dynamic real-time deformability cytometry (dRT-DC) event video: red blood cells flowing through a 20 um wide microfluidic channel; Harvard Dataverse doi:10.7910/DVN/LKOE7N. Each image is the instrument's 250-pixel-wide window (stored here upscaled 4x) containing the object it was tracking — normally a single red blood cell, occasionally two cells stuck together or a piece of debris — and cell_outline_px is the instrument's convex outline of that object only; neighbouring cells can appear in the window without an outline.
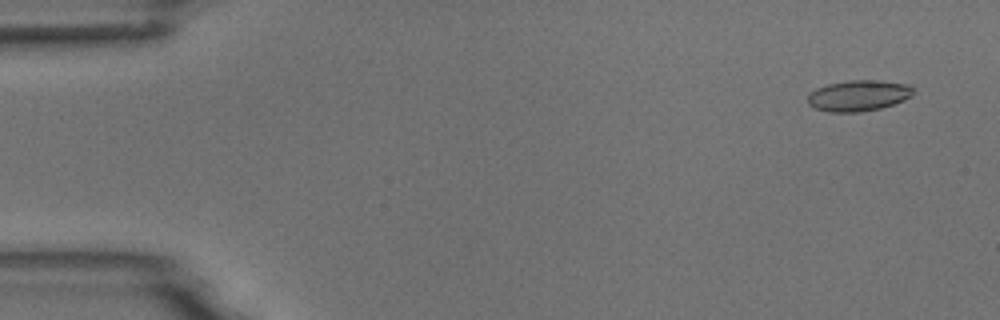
{"species": "common noctule bat (a hibernating species)", "species_latin": "Nyctalus noctula", "temperature_condition": "room temperature", "stored_images_in_passage": 9, "camera_frame_rate_fps": 3000, "um_per_image_px": 0.085, "animal": {"sex": "male", "body_mass_g": 18.8}, "frame": {"image": 1, "passage_image": 1, "time_ms": 0.0, "image_size_px": [1000, 320], "cell_outline_px": [[912, 96], [904, 100], [880, 108], [860, 112], [828, 112], [816, 108], [808, 104], [808, 96], [816, 88], [828, 84], [848, 80], [880, 80], [908, 84], [912, 88]], "centroid_in_image_um": [72.97, 8.12], "position_along_channel_um": 12.0, "area_um2": 18.96}}
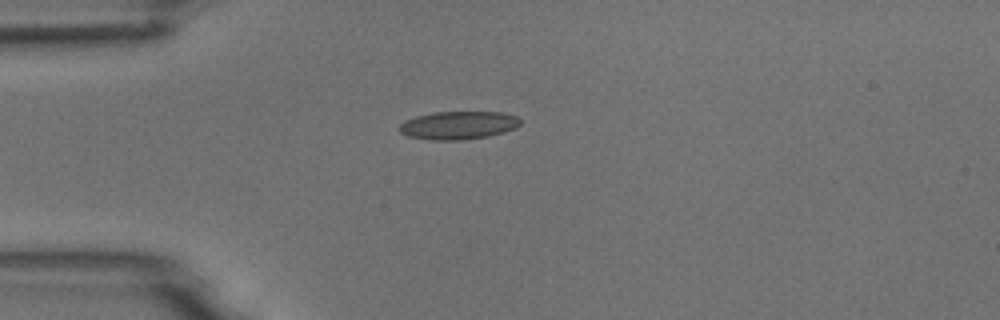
{"frame": {"image": 2, "passage_image": 4, "time_ms": 3.667, "image_size_px": [1000, 320], "cell_outline_px": [[520, 124], [516, 128], [504, 132], [488, 136], [460, 140], [432, 140], [408, 136], [400, 132], [400, 124], [404, 120], [416, 116], [432, 112], [500, 112], [516, 116], [520, 120]], "centroid_in_image_um": [38.95, 10.64], "position_along_channel_um": 46.1, "area_um2": 19.77}}
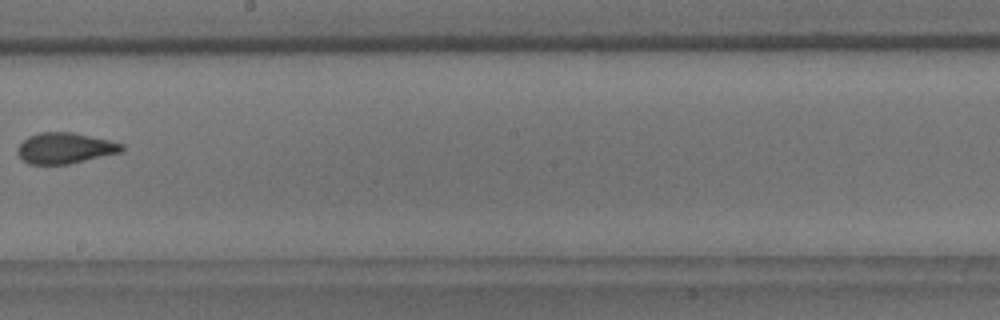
{"frame": {"image": 3, "passage_image": 9, "time_ms": 9.333, "image_size_px": [1000, 320], "cell_outline_px": [[124, 148], [120, 152], [68, 164], [28, 164], [16, 152], [16, 148], [28, 136], [40, 132], [72, 132], [108, 140], [124, 144]], "centroid_in_image_um": [5.49, 12.59], "position_along_channel_um": 242.7, "area_um2": 18.55}}